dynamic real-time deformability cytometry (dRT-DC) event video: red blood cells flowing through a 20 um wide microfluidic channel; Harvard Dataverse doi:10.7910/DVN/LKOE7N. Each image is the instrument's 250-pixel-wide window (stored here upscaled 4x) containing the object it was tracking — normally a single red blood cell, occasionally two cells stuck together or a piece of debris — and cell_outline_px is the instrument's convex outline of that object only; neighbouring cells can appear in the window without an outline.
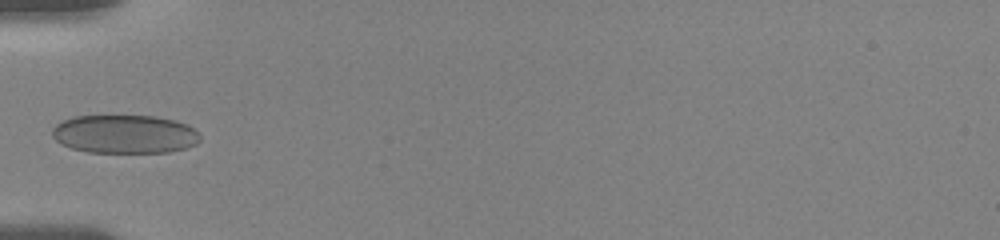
{"species": "human", "species_latin": "Homo sapiens", "temperature_condition": "room temperature", "stored_images_in_passage": 66, "camera_frame_rate_fps": 3000, "um_per_image_px": 0.085, "donor": {"sex": "female"}, "frame": {"image": 1, "passage_image": 1, "time_ms": 0.0, "image_size_px": [1000, 240], "cell_outline_px": [[200, 140], [196, 144], [184, 148], [168, 152], [88, 152], [72, 148], [56, 140], [52, 136], [52, 128], [56, 124], [64, 120], [76, 116], [156, 116], [176, 120], [188, 124], [200, 136]], "centroid_in_image_um": [10.61, 11.39], "position_along_channel_um": 74.4, "area_um2": 33.06}}
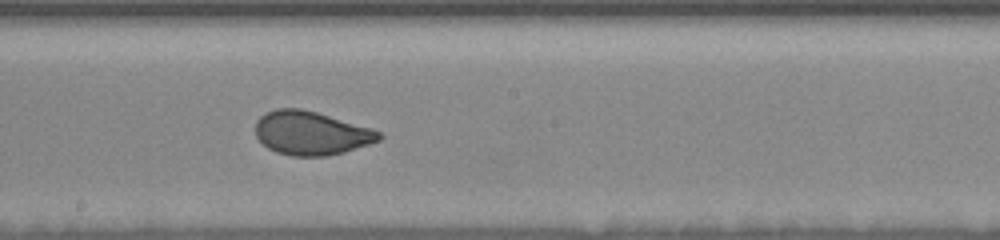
{"frame": {"image": 2, "passage_image": 24, "time_ms": 4.0, "image_size_px": [1000, 240], "cell_outline_px": [[384, 136], [380, 140], [344, 152], [324, 156], [292, 156], [276, 152], [268, 148], [256, 136], [256, 120], [264, 112], [276, 108], [300, 108], [316, 112], [372, 128], [380, 132]], "centroid_in_image_um": [26.43, 11.3], "position_along_channel_um": 221.8, "area_um2": 31.44}}
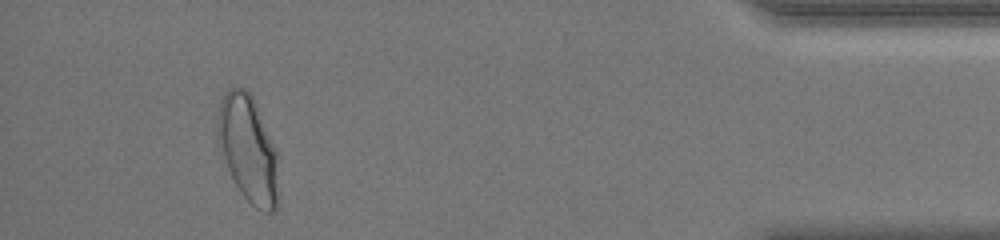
{"frame": {"image": 3, "passage_image": 58, "time_ms": 10.667, "image_size_px": [1000, 240], "cell_outline_px": [[276, 208], [272, 212], [268, 212], [256, 208], [240, 192], [228, 168], [216, 136], [216, 116], [220, 100], [228, 88], [248, 88], [256, 100], [276, 152]], "centroid_in_image_um": [21.04, 12.55], "position_along_channel_um": 414.2, "area_um2": 37.4}, "authors_computed_cell_mechanics": {"area_um2": 31.6744, "velocity_mm_per_s": 3.6697, "shape_relaxation_time_tau1_ms": 4.8648, "shape_relaxation_time_tau2_ms": null, "deformation_change_tau1": 0.119, "deformation_change_tau2": null}}